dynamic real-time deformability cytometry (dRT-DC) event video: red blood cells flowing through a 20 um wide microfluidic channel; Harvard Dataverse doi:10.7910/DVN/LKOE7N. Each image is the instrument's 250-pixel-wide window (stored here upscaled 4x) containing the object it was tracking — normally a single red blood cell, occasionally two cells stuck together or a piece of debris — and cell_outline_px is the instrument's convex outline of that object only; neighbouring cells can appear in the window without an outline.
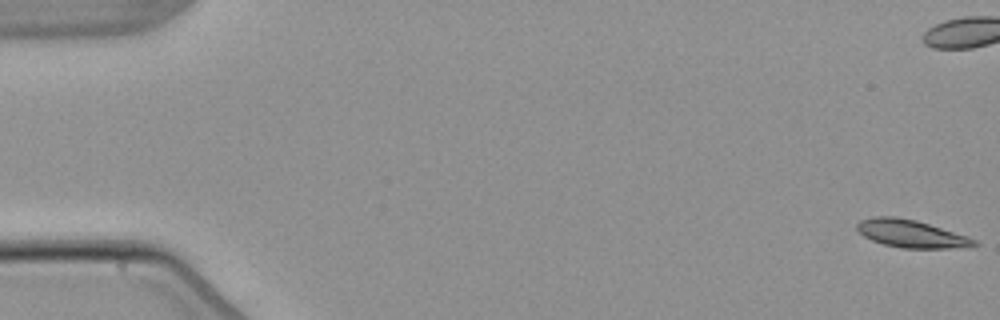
{"species": "common noctule bat (a hibernating species)", "species_latin": "Nyctalus noctula", "temperature_condition": "warm", "stored_images_in_passage": 7, "camera_frame_rate_fps": 3000, "um_per_image_px": 0.085, "animal": {"sex": "male", "body_mass_g": 21.5, "forearm_length_mm": 52.0}, "frame": {"image": 1, "passage_image": 1, "time_ms": 0.0, "image_size_px": [1000, 320], "cell_outline_px": [[980, 244], [968, 248], [900, 248], [884, 244], [872, 240], [864, 236], [856, 228], [856, 224], [860, 220], [872, 216], [896, 216], [916, 220], [968, 236], [976, 240]], "centroid_in_image_um": [77.47, 19.86], "position_along_channel_um": 7.5, "area_um2": 19.07}}
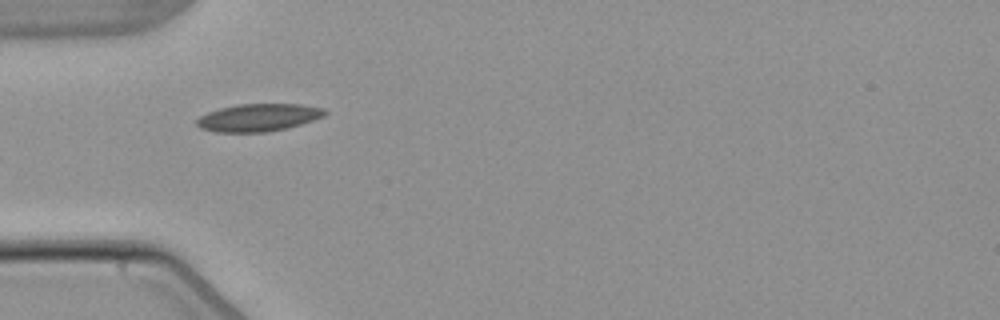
{"frame": {"image": 2, "passage_image": 5, "time_ms": 6.333, "image_size_px": [1000, 320], "cell_outline_px": [[328, 112], [324, 116], [288, 128], [268, 132], [216, 132], [200, 128], [196, 124], [196, 120], [200, 116], [208, 112], [220, 108], [236, 104], [300, 104], [324, 108]], "centroid_in_image_um": [21.96, 9.99], "position_along_channel_um": 63.0, "area_um2": 20.63}}
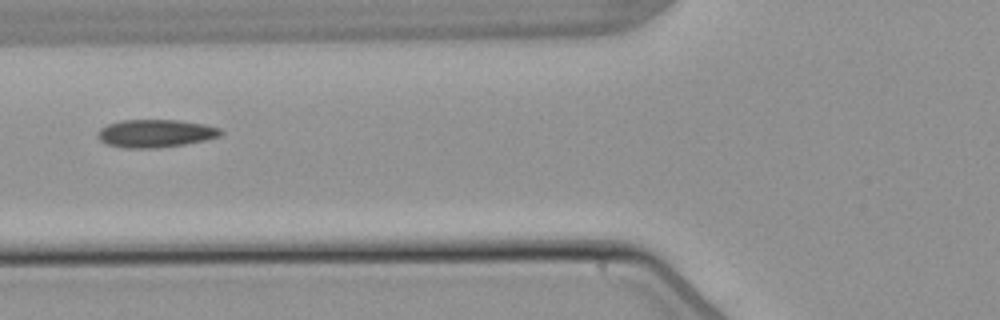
{"frame": {"image": 3, "passage_image": 6, "time_ms": 7.667, "image_size_px": [1000, 320], "cell_outline_px": [[224, 132], [220, 136], [204, 140], [184, 144], [156, 148], [124, 148], [108, 144], [100, 140], [96, 136], [96, 132], [100, 128], [108, 124], [120, 120], [176, 120], [204, 124], [220, 128]], "centroid_in_image_um": [13.19, 11.33], "position_along_channel_um": 112.6, "area_um2": 20.0}}